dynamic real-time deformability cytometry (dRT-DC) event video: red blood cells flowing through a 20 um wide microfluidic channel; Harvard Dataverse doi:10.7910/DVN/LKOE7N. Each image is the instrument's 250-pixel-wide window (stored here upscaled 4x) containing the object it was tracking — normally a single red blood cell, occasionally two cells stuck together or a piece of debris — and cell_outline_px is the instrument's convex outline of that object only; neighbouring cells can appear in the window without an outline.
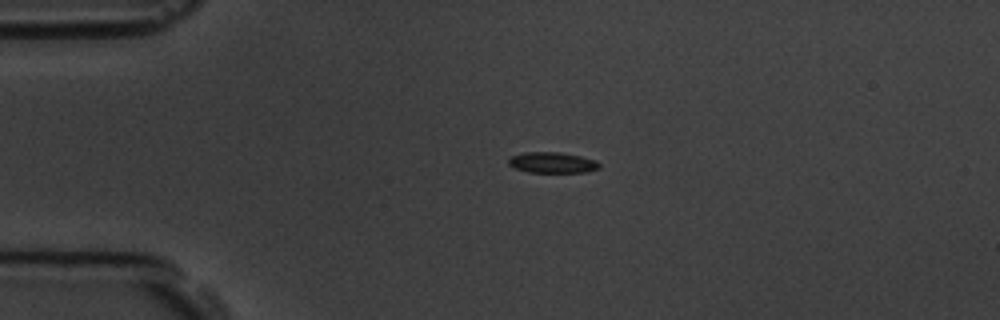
{"species": "common noctule bat (a hibernating species)", "species_latin": "Nyctalus noctula", "temperature_condition": "room temperature", "stored_images_in_passage": 5, "camera_frame_rate_fps": 3000, "um_per_image_px": 0.085, "animal": {"sex": "male", "body_mass_g": 19.5, "forearm_length_mm": 54.6}, "frame": {"image": 1, "passage_image": 4, "time_ms": 3.333, "image_size_px": [1000, 320], "cell_outline_px": [[600, 168], [588, 172], [528, 172], [516, 168], [508, 164], [508, 160], [512, 156], [524, 152], [560, 152], [580, 156], [596, 160], [600, 164]], "centroid_in_image_um": [46.97, 13.82], "position_along_channel_um": 38.0, "area_um2": 10.98}}